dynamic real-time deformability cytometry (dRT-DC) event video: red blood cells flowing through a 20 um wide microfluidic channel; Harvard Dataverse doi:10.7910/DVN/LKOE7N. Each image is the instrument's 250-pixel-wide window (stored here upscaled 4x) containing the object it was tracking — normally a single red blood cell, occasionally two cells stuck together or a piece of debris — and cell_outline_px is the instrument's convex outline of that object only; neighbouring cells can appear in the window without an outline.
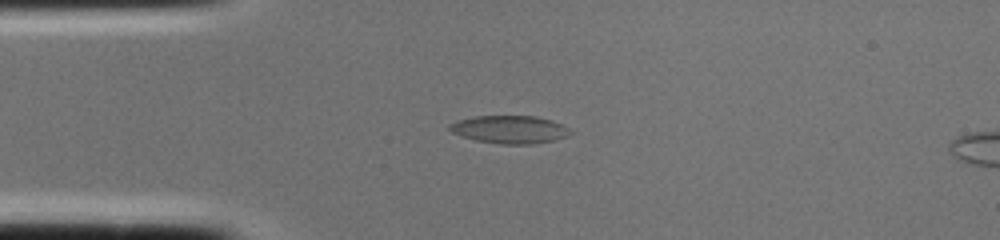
{"species": "common noctule bat (a hibernating species)", "species_latin": "Nyctalus noctula", "temperature_condition": "cold", "stored_images_in_passage": 2, "camera_frame_rate_fps": 3000, "um_per_image_px": 0.085, "animal": {"sex": "female", "body_mass_g": 22.0, "forearm_length_mm": 56.7}, "frame": {"image": 1, "passage_image": 1, "time_ms": 0.0, "image_size_px": [1000, 240], "cell_outline_px": [[572, 132], [568, 136], [536, 144], [500, 144], [476, 140], [452, 132], [448, 128], [448, 124], [456, 120], [476, 116], [536, 116], [552, 120], [568, 128]], "centroid_in_image_um": [43.32, 11.0], "position_along_channel_um": 41.7, "area_um2": 19.54}}